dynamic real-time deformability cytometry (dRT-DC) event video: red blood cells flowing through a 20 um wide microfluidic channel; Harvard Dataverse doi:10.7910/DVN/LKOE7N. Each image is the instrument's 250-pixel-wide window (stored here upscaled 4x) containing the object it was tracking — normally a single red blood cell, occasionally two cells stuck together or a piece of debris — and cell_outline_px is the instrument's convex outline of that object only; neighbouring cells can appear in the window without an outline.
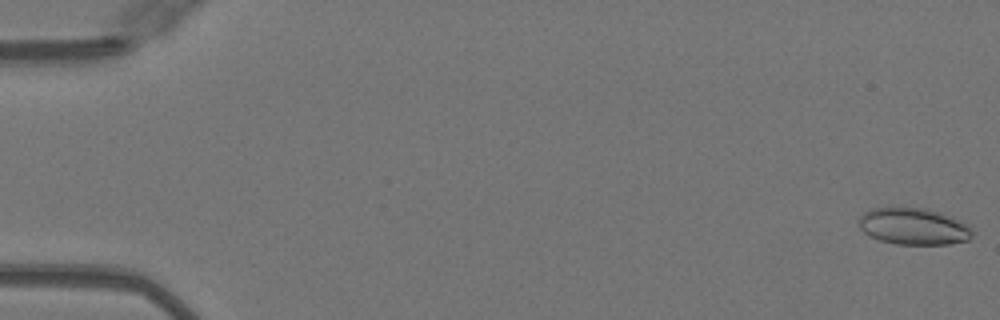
{"species": "Egyptian fruit bat (a non-hibernating species)", "species_latin": "Rousettus aegyptiacus", "temperature_condition": "warm", "stored_images_in_passage": 51, "camera_frame_rate_fps": 3000, "um_per_image_px": 0.085, "animal": {"sex": "female"}, "frame": {"image": 1, "passage_image": 1, "time_ms": 0.0, "image_size_px": [1000, 320], "cell_outline_px": [[976, 232], [968, 240], [948, 244], [896, 244], [880, 240], [868, 236], [860, 228], [856, 220], [864, 212], [872, 208], [928, 208], [952, 216], [968, 224]], "centroid_in_image_um": [77.67, 19.24], "position_along_channel_um": 7.3, "area_um2": 24.62}}
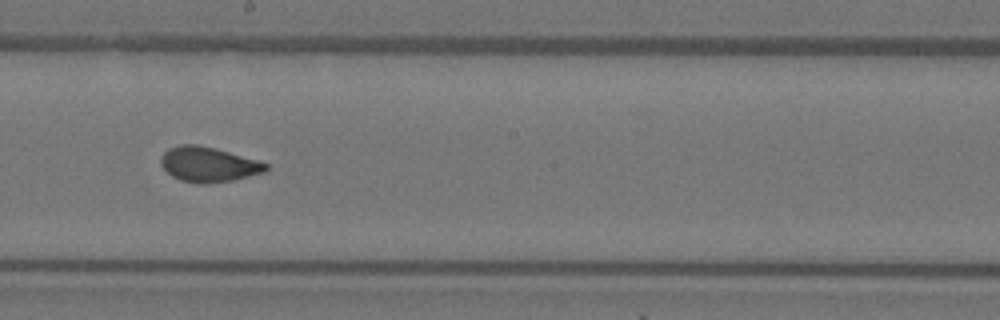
{"frame": {"image": 2, "passage_image": 29, "time_ms": 9.333, "image_size_px": [1000, 320], "cell_outline_px": [[268, 168], [264, 172], [232, 180], [208, 184], [200, 184], [180, 180], [172, 176], [160, 164], [160, 160], [164, 152], [168, 148], [180, 144], [196, 144], [216, 148], [260, 160], [268, 164]], "centroid_in_image_um": [17.72, 13.96], "position_along_channel_um": 230.5, "area_um2": 21.56}}
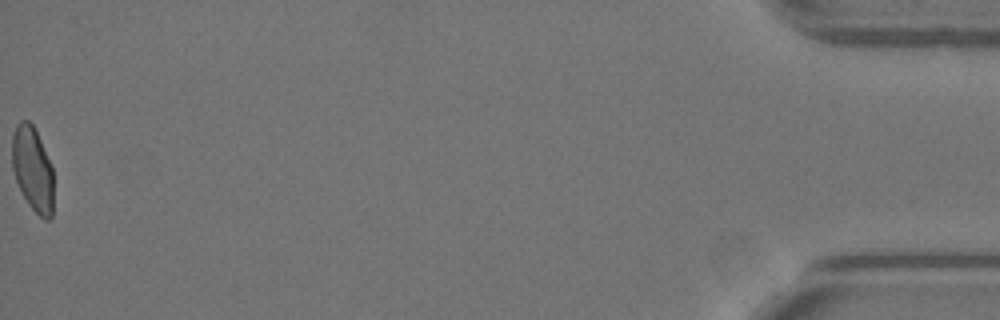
{"frame": {"image": 3, "passage_image": 51, "time_ms": 16.667, "image_size_px": [1000, 320], "cell_outline_px": [[52, 216], [48, 220], [44, 220], [28, 204], [16, 180], [12, 168], [12, 136], [16, 124], [20, 120], [28, 120], [32, 124], [40, 140], [52, 168]], "centroid_in_image_um": [2.75, 14.36], "position_along_channel_um": 432.4, "area_um2": 20.11}, "authors_computed_cell_mechanics": {"area_um2": 21.5594, "velocity_mm_per_s": 4.0705, "shape_relaxation_time_tau1_ms": 10.8155, "shape_relaxation_time_tau2_ms": 0.6171, "deformation_change_tau1": 0.2245, "deformation_change_tau2": 0.0581}}